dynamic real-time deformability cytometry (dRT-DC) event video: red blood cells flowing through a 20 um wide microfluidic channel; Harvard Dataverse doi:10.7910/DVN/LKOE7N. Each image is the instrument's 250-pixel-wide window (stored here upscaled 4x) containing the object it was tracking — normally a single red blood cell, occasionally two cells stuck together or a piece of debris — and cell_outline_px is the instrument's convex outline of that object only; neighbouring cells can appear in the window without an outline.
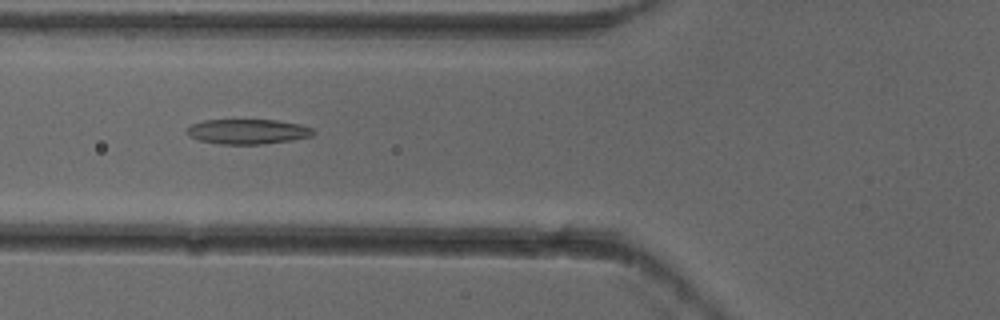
{"species": "common noctule bat (a hibernating species)", "species_latin": "Nyctalus noctula", "temperature_condition": "cold", "stored_images_in_passage": 7, "camera_frame_rate_fps": 3000, "um_per_image_px": 0.085, "animal": {"sex": "female"}, "frame": {"image": 1, "passage_image": 6, "time_ms": 1.667, "image_size_px": [1000, 320], "cell_outline_px": [[316, 132], [312, 136], [292, 140], [264, 144], [220, 144], [200, 140], [188, 136], [188, 128], [192, 124], [204, 120], [276, 120], [300, 124], [312, 128]], "centroid_in_image_um": [21.09, 11.18], "position_along_channel_um": 104.7, "area_um2": 18.32}}
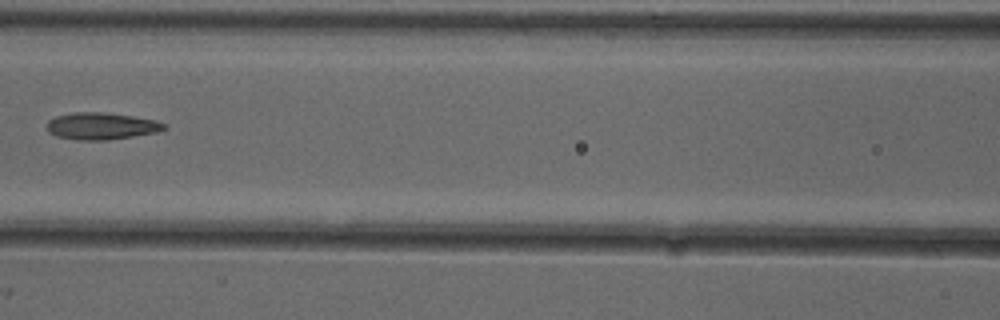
{"frame": {"image": 2, "passage_image": 7, "time_ms": 2.0, "image_size_px": [1000, 320], "cell_outline_px": [[168, 128], [156, 132], [108, 140], [80, 140], [56, 136], [48, 128], [48, 120], [56, 116], [72, 112], [100, 112], [132, 116], [156, 120], [168, 124]], "centroid_in_image_um": [8.66, 10.71], "position_along_channel_um": 157.9, "area_um2": 18.26}}